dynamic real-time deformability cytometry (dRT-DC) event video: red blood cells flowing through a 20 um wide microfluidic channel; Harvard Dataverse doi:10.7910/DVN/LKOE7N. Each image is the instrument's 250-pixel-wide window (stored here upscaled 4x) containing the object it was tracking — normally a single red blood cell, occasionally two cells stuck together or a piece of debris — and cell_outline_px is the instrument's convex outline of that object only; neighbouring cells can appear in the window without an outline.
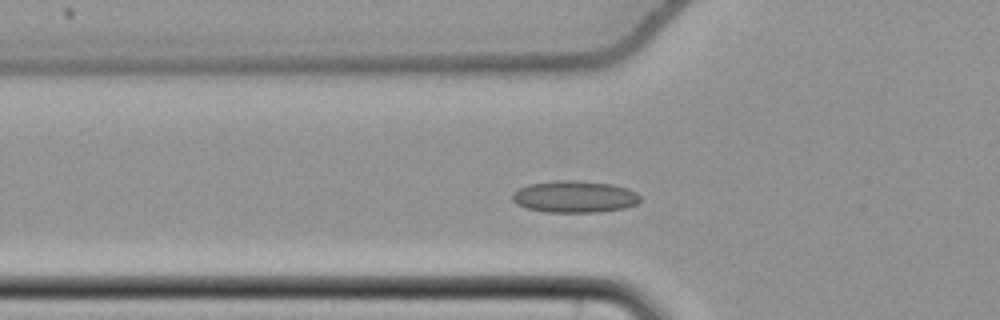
{"species": "common noctule bat (a hibernating species)", "species_latin": "Nyctalus noctula", "temperature_condition": "cold", "stored_images_in_passage": 46, "camera_frame_rate_fps": 3000, "um_per_image_px": 0.085, "animal": {"sex": "female", "body_mass_g": 22.7, "forearm_length_mm": 54.2}, "frame": {"image": 1, "passage_image": 9, "time_ms": 2.667, "image_size_px": [1000, 320], "cell_outline_px": [[640, 200], [636, 204], [624, 208], [596, 212], [544, 212], [528, 208], [516, 204], [512, 200], [512, 192], [528, 184], [556, 180], [580, 180], [612, 184], [628, 188], [636, 192], [640, 196]], "centroid_in_image_um": [48.83, 16.71], "position_along_channel_um": 77.0, "area_um2": 23.87}}
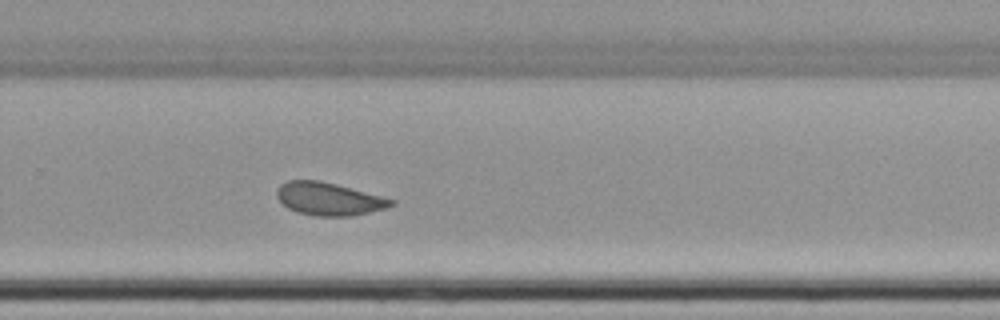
{"frame": {"image": 2, "passage_image": 27, "time_ms": 8.667, "image_size_px": [1000, 320], "cell_outline_px": [[396, 204], [388, 208], [352, 216], [316, 216], [296, 212], [288, 208], [276, 196], [276, 188], [280, 184], [288, 180], [320, 180], [336, 184], [396, 200]], "centroid_in_image_um": [27.96, 16.91], "position_along_channel_um": 301.8, "area_um2": 22.02}}
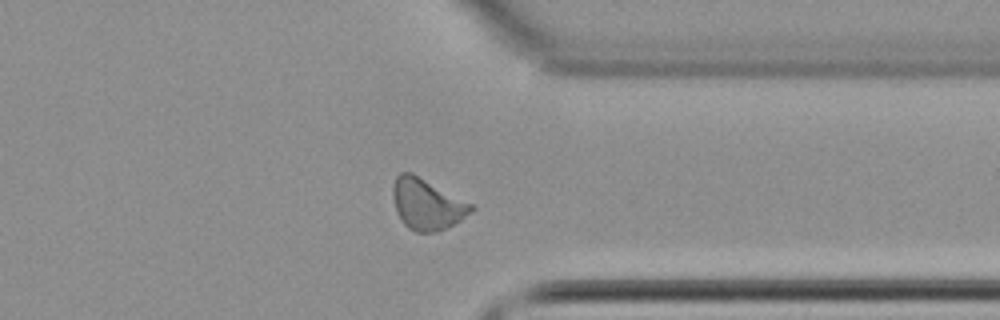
{"frame": {"image": 3, "passage_image": 33, "time_ms": 10.667, "image_size_px": [1000, 320], "cell_outline_px": [[476, 208], [472, 212], [460, 220], [436, 232], [416, 232], [408, 228], [400, 220], [396, 212], [392, 196], [392, 188], [396, 176], [400, 172], [412, 172], [476, 204]], "centroid_in_image_um": [36.31, 17.33], "position_along_channel_um": 375.1, "area_um2": 23.76}, "authors_computed_cell_mechanics": {"area_um2": 22.0218, "velocity_mm_per_s": 3.7622, "shape_relaxation_time_tau1_ms": null, "shape_relaxation_time_tau2_ms": 4.3138, "deformation_change_tau1": null, "deformation_change_tau2": 0.1025}}